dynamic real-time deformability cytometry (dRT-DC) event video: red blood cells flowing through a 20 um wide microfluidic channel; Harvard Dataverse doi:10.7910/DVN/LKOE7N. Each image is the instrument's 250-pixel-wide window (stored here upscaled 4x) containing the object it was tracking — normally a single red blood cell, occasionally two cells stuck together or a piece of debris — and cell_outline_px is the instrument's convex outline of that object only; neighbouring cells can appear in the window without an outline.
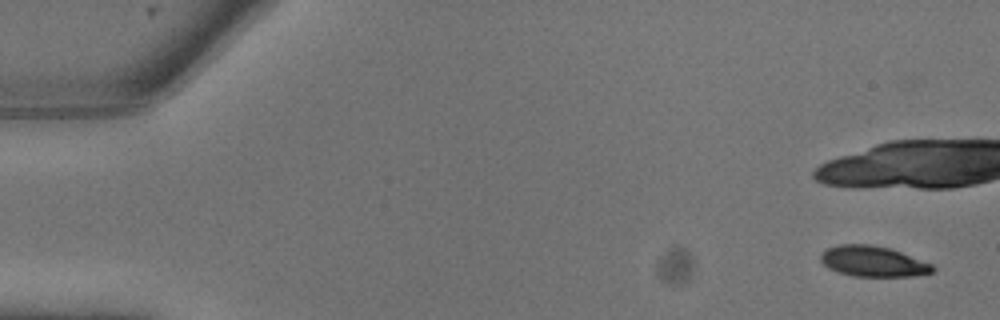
{"species": "common noctule bat (a hibernating species)", "species_latin": "Nyctalus noctula", "temperature_condition": "warm", "stored_images_in_passage": 25, "camera_frame_rate_fps": 3000, "um_per_image_px": 0.085, "animal": {"sex": "male", "body_mass_g": 13.3}, "frame": {"image": 1, "passage_image": 1, "time_ms": 0.0, "image_size_px": [1000, 320], "cell_outline_px": [[936, 268], [932, 272], [916, 276], [852, 276], [836, 272], [828, 268], [820, 260], [820, 256], [828, 248], [840, 244], [868, 244], [888, 248], [900, 252], [932, 264]], "centroid_in_image_um": [74.2, 22.23], "position_along_channel_um": 10.8, "area_um2": 19.83}}